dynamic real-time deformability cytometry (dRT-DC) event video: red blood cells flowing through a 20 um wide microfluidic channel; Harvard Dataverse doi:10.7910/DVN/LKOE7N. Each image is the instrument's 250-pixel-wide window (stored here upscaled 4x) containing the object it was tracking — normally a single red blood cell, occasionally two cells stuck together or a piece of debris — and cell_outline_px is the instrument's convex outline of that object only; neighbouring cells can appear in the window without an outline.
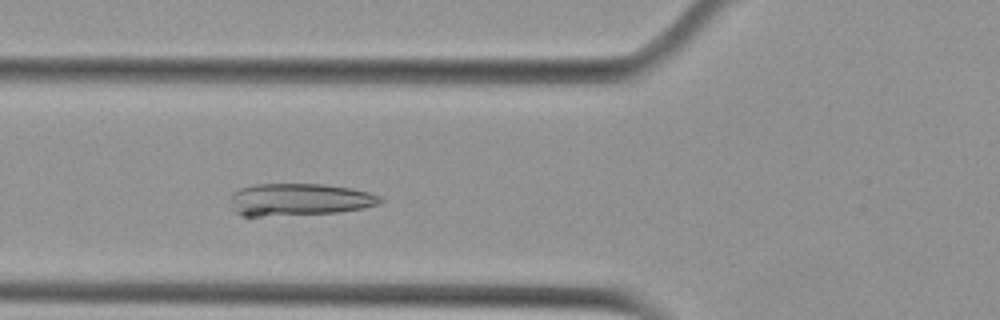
{"species": "Egyptian fruit bat (a non-hibernating species)", "species_latin": "Rousettus aegyptiacus", "temperature_condition": "cold", "stored_images_in_passage": 40, "camera_frame_rate_fps": 3000, "um_per_image_px": 0.085, "animal": {"sex": "female"}, "frame": {"image": 1, "passage_image": 7, "time_ms": 2.0, "image_size_px": [1000, 320], "cell_outline_px": [[384, 200], [380, 204], [340, 212], [260, 216], [240, 216], [232, 212], [232, 192], [240, 188], [256, 184], [324, 184], [352, 188], [368, 192], [380, 196]], "centroid_in_image_um": [25.41, 16.96], "position_along_channel_um": 100.4, "area_um2": 28.21}}
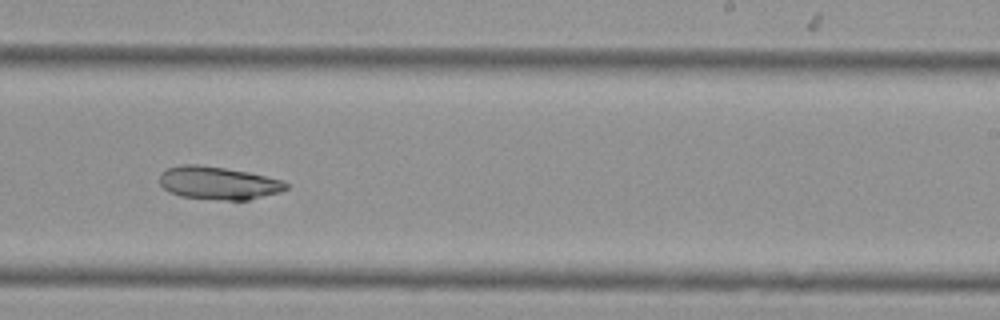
{"frame": {"image": 2, "passage_image": 21, "time_ms": 6.667, "image_size_px": [1000, 320], "cell_outline_px": [[288, 188], [280, 192], [248, 200], [224, 200], [180, 196], [168, 192], [160, 184], [160, 176], [168, 168], [180, 164], [196, 164], [224, 168], [248, 172], [284, 180], [288, 184]], "centroid_in_image_um": [18.58, 15.56], "position_along_channel_um": 270.4, "area_um2": 24.22}}
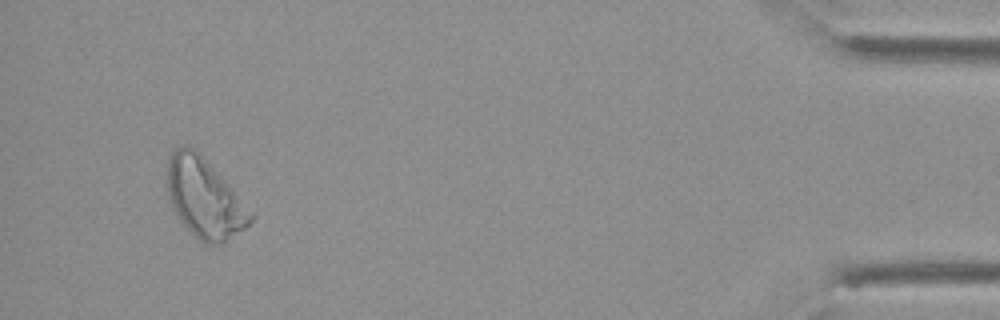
{"frame": {"image": 3, "passage_image": 39, "time_ms": 12.667, "image_size_px": [1000, 320], "cell_outline_px": [[256, 216], [244, 228], [224, 244], [204, 244], [180, 220], [172, 208], [168, 196], [168, 156], [176, 148], [196, 148], [200, 152]], "centroid_in_image_um": [17.39, 16.86], "position_along_channel_um": 417.8, "area_um2": 38.09}}